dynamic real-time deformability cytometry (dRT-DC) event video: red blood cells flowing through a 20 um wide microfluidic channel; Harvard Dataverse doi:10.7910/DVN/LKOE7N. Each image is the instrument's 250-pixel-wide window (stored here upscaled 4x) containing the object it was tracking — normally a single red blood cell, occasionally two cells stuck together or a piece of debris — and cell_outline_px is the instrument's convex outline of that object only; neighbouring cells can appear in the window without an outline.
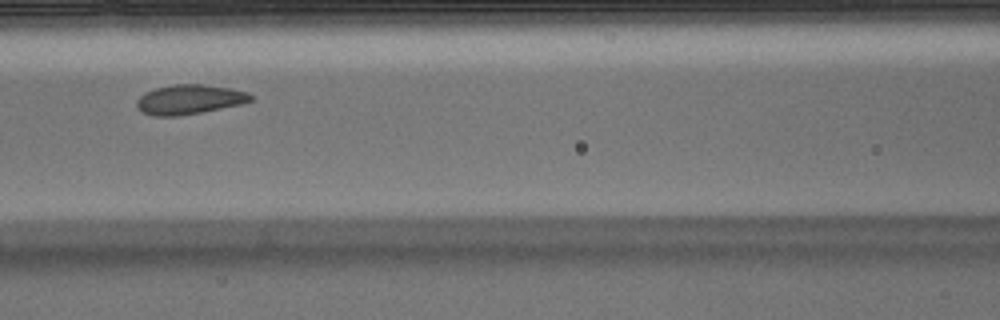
{"species": "Egyptian fruit bat (a non-hibernating species)", "species_latin": "Rousettus aegyptiacus", "temperature_condition": "warm", "stored_images_in_passage": 35, "camera_frame_rate_fps": 3000, "um_per_image_px": 0.085, "animal": {"sex": "male"}, "frame": {"image": 1, "passage_image": 12, "time_ms": 3.667, "image_size_px": [1000, 320], "cell_outline_px": [[252, 100], [240, 104], [180, 116], [152, 116], [144, 112], [136, 104], [136, 100], [144, 92], [156, 88], [176, 84], [204, 84], [232, 88], [248, 92], [252, 96]], "centroid_in_image_um": [16.1, 8.44], "position_along_channel_um": 150.5, "area_um2": 19.54}}
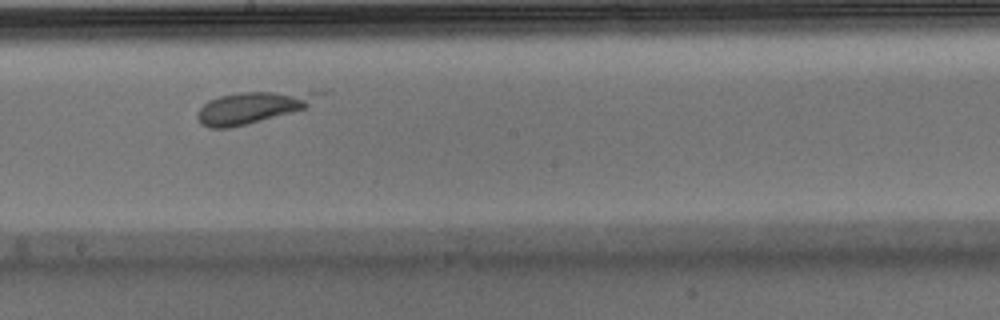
{"frame": {"image": 2, "passage_image": 18, "time_ms": 5.667, "image_size_px": [1000, 320], "cell_outline_px": [[332, 88], [328, 92], [304, 108], [260, 120], [228, 128], [208, 128], [200, 124], [196, 116], [196, 112], [208, 100], [220, 96], [236, 92], [312, 88]], "centroid_in_image_um": [21.65, 9.02], "position_along_channel_um": 226.6, "area_um2": 23.41}}
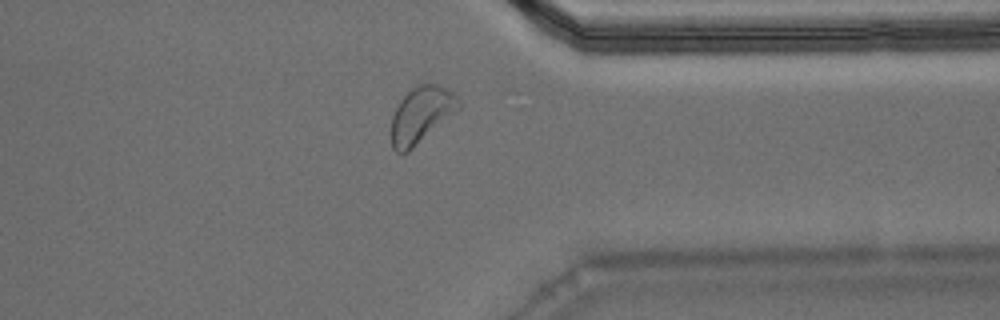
{"frame": {"image": 3, "passage_image": 30, "time_ms": 9.667, "image_size_px": [1000, 320], "cell_outline_px": [[464, 104], [460, 108], [408, 152], [396, 152], [392, 148], [392, 116], [400, 100], [412, 88], [420, 84], [436, 84], [452, 92]], "centroid_in_image_um": [35.82, 9.75], "position_along_channel_um": 375.6, "area_um2": 21.68}}